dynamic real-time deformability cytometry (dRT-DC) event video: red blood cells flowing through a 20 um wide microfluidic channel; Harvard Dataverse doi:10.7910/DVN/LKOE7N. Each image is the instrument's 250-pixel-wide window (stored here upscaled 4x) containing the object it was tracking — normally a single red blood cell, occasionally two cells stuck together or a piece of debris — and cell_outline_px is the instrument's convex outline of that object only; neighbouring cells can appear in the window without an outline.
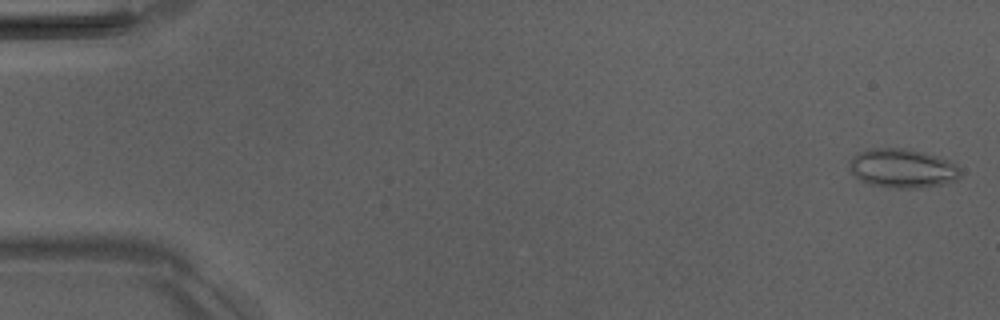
{"species": "Egyptian fruit bat (a non-hibernating species)", "species_latin": "Rousettus aegyptiacus", "temperature_condition": "room temperature", "stored_images_in_passage": 5, "camera_frame_rate_fps": 3000, "um_per_image_px": 0.085, "animal": {"sex": "male"}, "frame": {"image": 1, "passage_image": 1, "time_ms": 0.0, "image_size_px": [1000, 320], "cell_outline_px": [[960, 176], [956, 180], [944, 184], [920, 188], [896, 188], [872, 184], [860, 180], [852, 172], [848, 164], [848, 160], [852, 156], [868, 148], [908, 148], [924, 152], [948, 160], [956, 164], [960, 172]], "centroid_in_image_um": [76.7, 14.3], "position_along_channel_um": 8.3, "area_um2": 25.32}}